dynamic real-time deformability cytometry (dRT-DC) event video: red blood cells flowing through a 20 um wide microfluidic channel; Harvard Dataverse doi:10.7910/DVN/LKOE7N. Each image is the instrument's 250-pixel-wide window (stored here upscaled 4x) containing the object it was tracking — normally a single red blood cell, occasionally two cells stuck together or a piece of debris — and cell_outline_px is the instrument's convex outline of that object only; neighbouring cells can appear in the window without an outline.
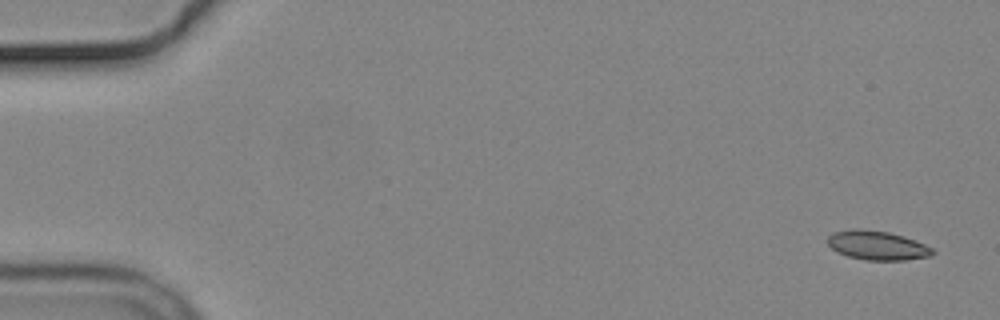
{"species": "common noctule bat (a hibernating species)", "species_latin": "Nyctalus noctula", "temperature_condition": "cold", "stored_images_in_passage": 5, "camera_frame_rate_fps": 3000, "um_per_image_px": 0.085, "animal": {"sex": "male", "body_mass_g": 19.2, "forearm_length_mm": 51.8}, "frame": {"image": 1, "passage_image": 1, "time_ms": 0.0, "image_size_px": [1000, 320], "cell_outline_px": [[936, 252], [932, 256], [904, 260], [864, 260], [848, 256], [836, 252], [828, 244], [828, 236], [832, 232], [852, 228], [856, 228], [888, 232], [904, 236], [924, 244], [932, 248]], "centroid_in_image_um": [74.55, 20.86], "position_along_channel_um": 10.4, "area_um2": 17.92}}
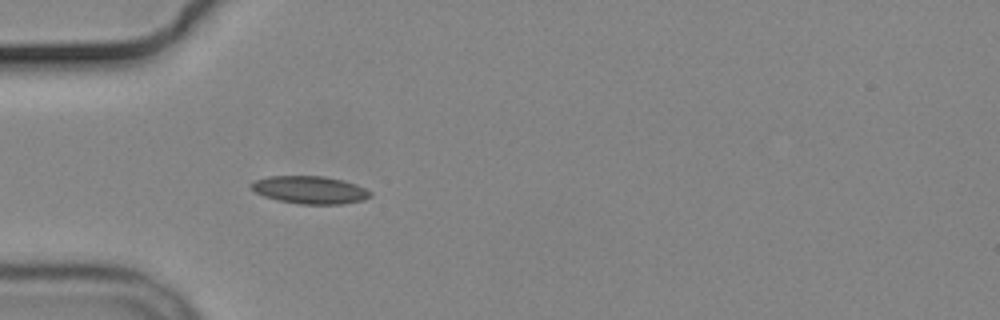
{"frame": {"image": 2, "passage_image": 5, "time_ms": 5.0, "image_size_px": [1000, 320], "cell_outline_px": [[372, 196], [364, 200], [340, 204], [300, 204], [280, 200], [264, 196], [256, 192], [248, 184], [256, 180], [268, 176], [324, 176], [344, 180], [356, 184], [372, 192]], "centroid_in_image_um": [26.37, 16.13], "position_along_channel_um": 58.6, "area_um2": 19.19}}